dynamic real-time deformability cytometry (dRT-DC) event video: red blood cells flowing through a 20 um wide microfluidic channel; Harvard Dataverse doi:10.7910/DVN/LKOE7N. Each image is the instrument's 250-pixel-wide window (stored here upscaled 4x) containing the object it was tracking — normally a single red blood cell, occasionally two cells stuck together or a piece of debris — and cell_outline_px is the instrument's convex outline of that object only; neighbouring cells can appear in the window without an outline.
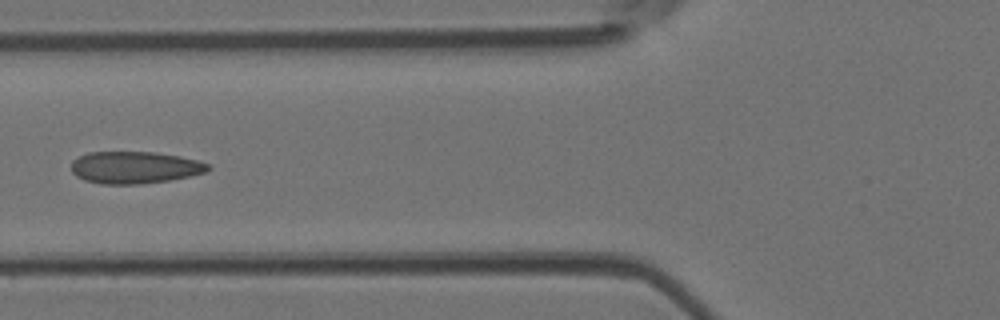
{"species": "Egyptian fruit bat (a non-hibernating species)", "species_latin": "Rousettus aegyptiacus", "temperature_condition": "room temperature", "stored_images_in_passage": 2, "camera_frame_rate_fps": 3000, "um_per_image_px": 0.085, "animal": {"sex": "female"}, "frame": {"image": 1, "passage_image": 2, "time_ms": 0.333, "image_size_px": [1000, 320], "cell_outline_px": [[212, 168], [204, 172], [188, 176], [168, 180], [140, 184], [100, 184], [84, 180], [76, 176], [72, 172], [72, 160], [88, 152], [156, 152], [180, 156], [196, 160], [208, 164]], "centroid_in_image_um": [11.42, 14.23], "position_along_channel_um": 114.4, "area_um2": 25.49}}